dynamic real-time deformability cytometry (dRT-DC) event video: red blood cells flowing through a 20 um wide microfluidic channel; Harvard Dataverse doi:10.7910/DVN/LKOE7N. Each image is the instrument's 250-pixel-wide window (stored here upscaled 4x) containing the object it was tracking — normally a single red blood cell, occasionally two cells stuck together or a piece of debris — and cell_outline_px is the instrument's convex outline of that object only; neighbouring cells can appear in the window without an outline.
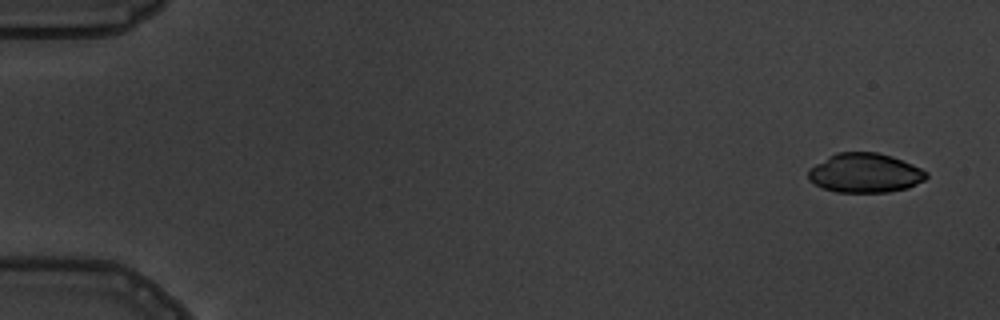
{"species": "common noctule bat (a hibernating species)", "species_latin": "Nyctalus noctula", "temperature_condition": "warm", "stored_images_in_passage": 5, "camera_frame_rate_fps": 3000, "um_per_image_px": 0.085, "animal": {"sex": "male", "body_mass_g": 19.5, "forearm_length_mm": 54.6}, "frame": {"image": 1, "passage_image": 1, "time_ms": 0.0, "image_size_px": [1000, 320], "cell_outline_px": [[928, 176], [924, 180], [908, 188], [888, 192], [836, 192], [824, 188], [808, 180], [808, 168], [828, 156], [836, 152], [876, 152], [892, 156], [912, 164], [928, 172]], "centroid_in_image_um": [73.51, 14.7], "position_along_channel_um": 11.5, "area_um2": 27.17}}
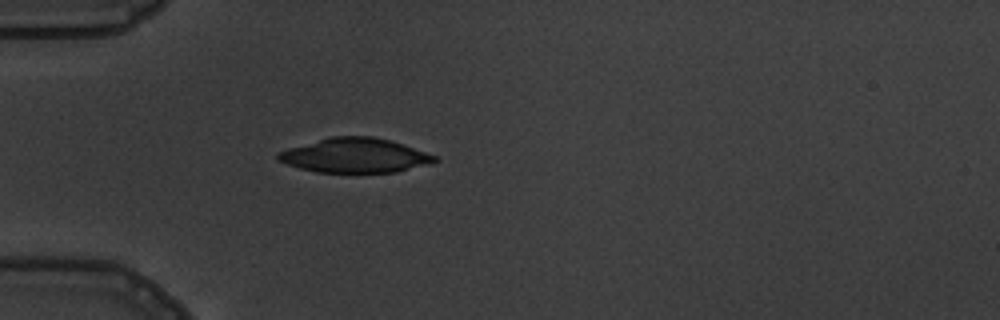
{"frame": {"image": 2, "passage_image": 5, "time_ms": 4.667, "image_size_px": [1000, 320], "cell_outline_px": [[440, 160], [428, 164], [396, 172], [316, 172], [300, 168], [276, 160], [276, 156], [280, 152], [288, 148], [332, 136], [372, 136], [388, 140], [436, 156]], "centroid_in_image_um": [30.14, 13.22], "position_along_channel_um": 54.9, "area_um2": 30.98}}